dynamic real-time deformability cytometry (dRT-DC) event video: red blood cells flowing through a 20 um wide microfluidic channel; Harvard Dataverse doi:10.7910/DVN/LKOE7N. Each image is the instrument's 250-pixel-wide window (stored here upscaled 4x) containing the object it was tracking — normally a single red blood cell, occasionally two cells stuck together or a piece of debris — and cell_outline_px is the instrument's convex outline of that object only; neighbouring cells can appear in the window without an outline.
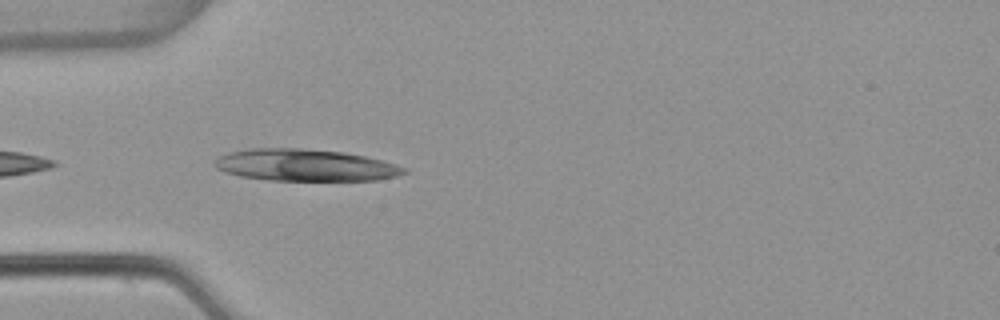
{"species": "common noctule bat (a hibernating species)", "species_latin": "Nyctalus noctula", "temperature_condition": "warm", "stored_images_in_passage": 7, "camera_frame_rate_fps": 3000, "um_per_image_px": 0.085, "animal": {"sex": "female", "body_mass_g": 22.7, "forearm_length_mm": 54.2}, "frame": {"image": 1, "passage_image": 2, "time_ms": 0.333, "image_size_px": [1000, 320], "cell_outline_px": [[408, 172], [396, 176], [376, 180], [268, 180], [240, 176], [224, 172], [216, 168], [216, 160], [220, 156], [232, 152], [252, 148], [300, 148], [344, 152], [364, 156], [380, 160], [408, 168]], "centroid_in_image_um": [25.96, 14.04], "position_along_channel_um": 59.0, "area_um2": 34.91}}